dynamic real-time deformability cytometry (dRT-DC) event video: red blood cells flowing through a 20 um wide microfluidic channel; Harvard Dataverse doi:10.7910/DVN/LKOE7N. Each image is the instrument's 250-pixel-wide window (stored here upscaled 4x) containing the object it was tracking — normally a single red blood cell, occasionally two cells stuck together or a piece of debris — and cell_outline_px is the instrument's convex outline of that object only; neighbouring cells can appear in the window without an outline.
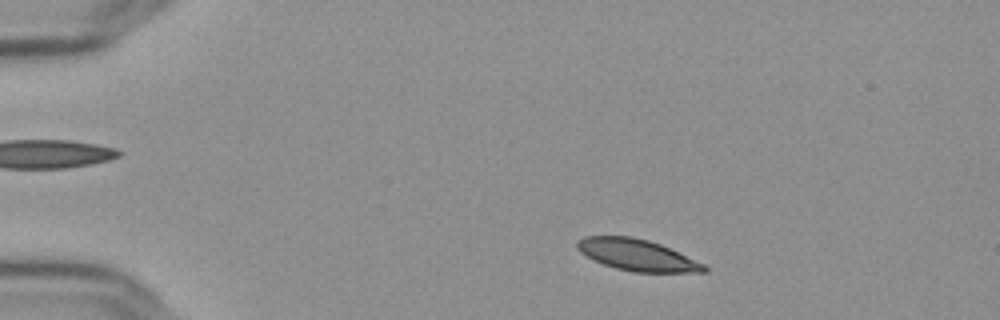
{"species": "Egyptian fruit bat (a non-hibernating species)", "species_latin": "Rousettus aegyptiacus", "temperature_condition": "cold", "stored_images_in_passage": 52, "camera_frame_rate_fps": 3000, "um_per_image_px": 0.085, "frame": {"image": 1, "passage_image": 6, "time_ms": 1.667, "image_size_px": [1000, 320], "cell_outline_px": [[708, 272], [632, 272], [616, 268], [592, 260], [580, 252], [576, 248], [576, 240], [584, 236], [628, 236], [648, 240], [660, 244], [704, 264], [708, 268]], "centroid_in_image_um": [54.1, 21.67], "position_along_channel_um": 30.9, "area_um2": 23.18}}
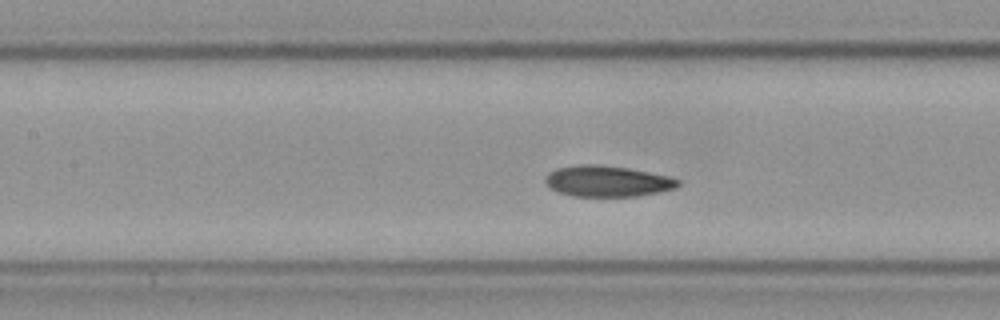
{"frame": {"image": 2, "passage_image": 22, "time_ms": 7.0, "image_size_px": [1000, 320], "cell_outline_px": [[680, 184], [676, 188], [660, 192], [636, 196], [572, 196], [560, 192], [544, 184], [544, 180], [548, 172], [556, 168], [580, 164], [600, 164], [628, 168], [668, 176], [680, 180]], "centroid_in_image_um": [51.61, 15.39], "position_along_channel_um": 155.8, "area_um2": 24.04}}
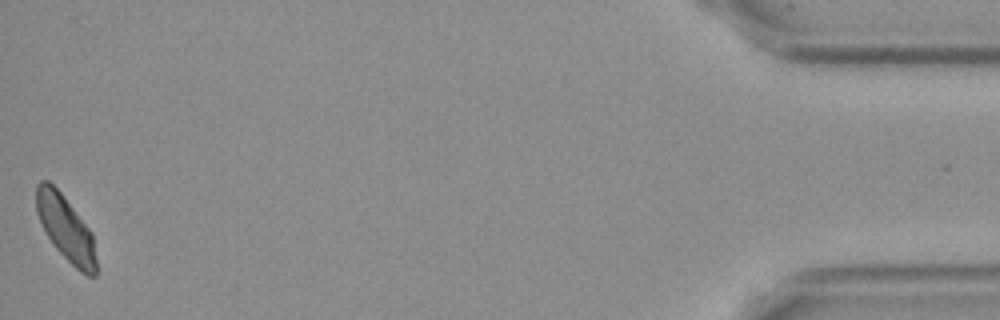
{"frame": {"image": 3, "passage_image": 52, "time_ms": 17.0, "image_size_px": [1000, 320], "cell_outline_px": [[96, 276], [88, 276], [80, 272], [56, 248], [48, 236], [36, 212], [36, 184], [40, 180], [48, 180], [60, 192], [92, 232], [96, 260]], "centroid_in_image_um": [5.59, 19.4], "position_along_channel_um": 429.6, "area_um2": 22.37}, "authors_computed_cell_mechanics": {"area_um2": 23.6691, "velocity_mm_per_s": 3.5956, "shape_relaxation_time_tau1_ms": 4.7761, "shape_relaxation_time_tau2_ms": 3.7833, "deformation_change_tau1": 0.126, "deformation_change_tau2": 0.0792}}